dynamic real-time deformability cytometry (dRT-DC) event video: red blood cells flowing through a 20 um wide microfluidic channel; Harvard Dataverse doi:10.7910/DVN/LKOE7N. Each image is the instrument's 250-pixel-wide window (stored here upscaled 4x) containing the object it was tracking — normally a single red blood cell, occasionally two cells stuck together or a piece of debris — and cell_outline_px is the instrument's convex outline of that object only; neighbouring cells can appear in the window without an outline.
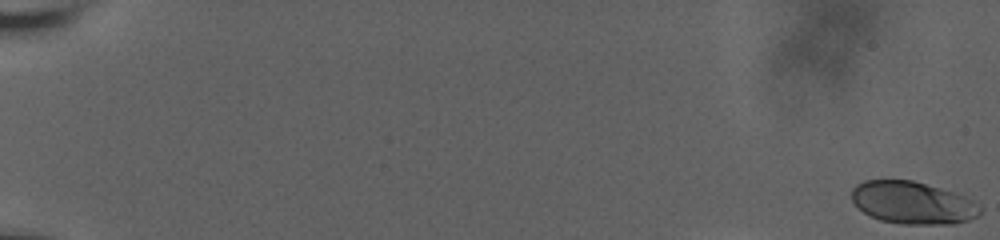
{"species": "human", "species_latin": "Homo sapiens", "temperature_condition": "room temperature", "stored_images_in_passage": 18, "camera_frame_rate_fps": 3000, "um_per_image_px": 0.085, "donor": {"sex": "male"}, "frame": {"image": 1, "passage_image": 1, "time_ms": 0.0, "image_size_px": [1000, 240], "cell_outline_px": [[980, 216], [968, 220], [952, 224], [900, 224], [880, 220], [864, 212], [852, 200], [852, 188], [856, 184], [864, 180], [912, 180], [952, 192], [964, 196], [972, 200], [980, 208]], "centroid_in_image_um": [77.56, 17.24], "position_along_channel_um": 7.4, "area_um2": 31.5}}